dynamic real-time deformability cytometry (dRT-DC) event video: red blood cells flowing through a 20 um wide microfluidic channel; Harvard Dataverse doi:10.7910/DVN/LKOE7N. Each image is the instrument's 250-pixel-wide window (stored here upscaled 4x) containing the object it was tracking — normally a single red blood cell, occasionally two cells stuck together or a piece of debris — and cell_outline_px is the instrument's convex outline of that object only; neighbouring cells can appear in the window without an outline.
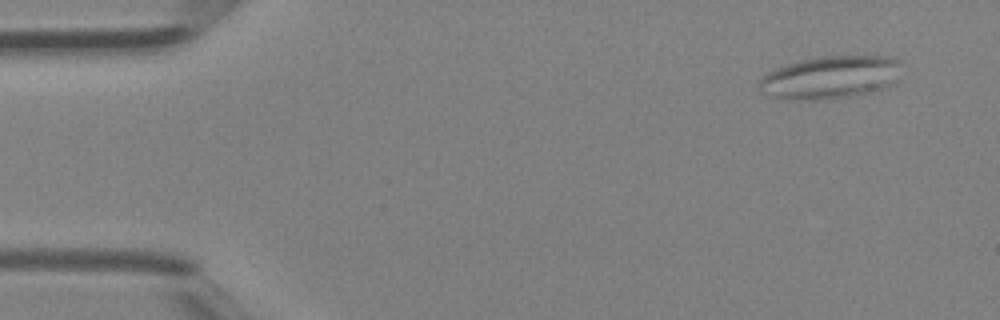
{"species": "Egyptian fruit bat (a non-hibernating species)", "species_latin": "Rousettus aegyptiacus", "temperature_condition": "room temperature", "stored_images_in_passage": 40, "camera_frame_rate_fps": 3000, "um_per_image_px": 0.085, "animal": {"sex": "female"}, "frame": {"image": 1, "passage_image": 2, "time_ms": 0.333, "image_size_px": [1000, 320], "cell_outline_px": [[900, 64], [896, 84], [888, 88], [856, 96], [828, 100], [788, 100], [772, 96], [760, 92], [756, 84], [768, 72], [784, 64], [800, 60], [824, 56], [888, 56], [896, 60]], "centroid_in_image_um": [70.58, 6.6], "position_along_channel_um": 14.4, "area_um2": 36.24}}
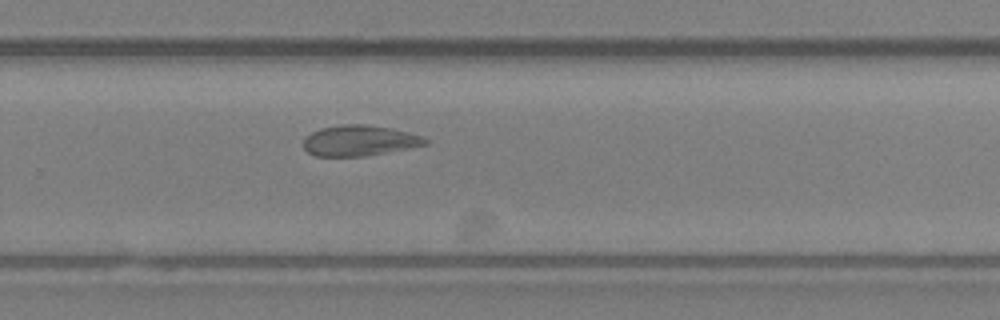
{"frame": {"image": 2, "passage_image": 26, "time_ms": 8.333, "image_size_px": [1000, 320], "cell_outline_px": [[428, 144], [408, 148], [364, 156], [316, 156], [308, 152], [304, 148], [304, 136], [320, 128], [340, 124], [368, 124], [392, 128], [408, 132], [420, 136], [428, 140]], "centroid_in_image_um": [30.52, 11.94], "position_along_channel_um": 299.3, "area_um2": 21.73}}
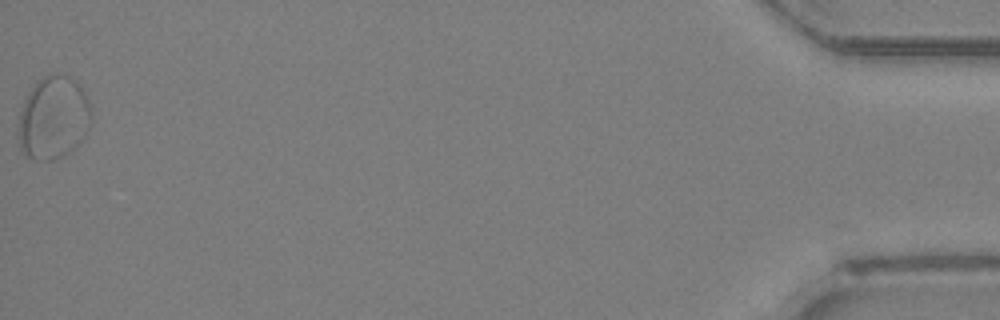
{"frame": {"image": 3, "passage_image": 40, "time_ms": 13.0, "image_size_px": [1000, 320], "cell_outline_px": [[92, 116], [88, 128], [84, 136], [76, 148], [52, 160], [36, 160], [28, 156], [20, 148], [20, 112], [24, 100], [28, 92], [44, 76], [52, 72], [56, 72], [68, 76], [76, 80], [80, 84], [88, 100]], "centroid_in_image_um": [4.57, 9.98], "position_along_channel_um": 430.6, "area_um2": 35.03}}